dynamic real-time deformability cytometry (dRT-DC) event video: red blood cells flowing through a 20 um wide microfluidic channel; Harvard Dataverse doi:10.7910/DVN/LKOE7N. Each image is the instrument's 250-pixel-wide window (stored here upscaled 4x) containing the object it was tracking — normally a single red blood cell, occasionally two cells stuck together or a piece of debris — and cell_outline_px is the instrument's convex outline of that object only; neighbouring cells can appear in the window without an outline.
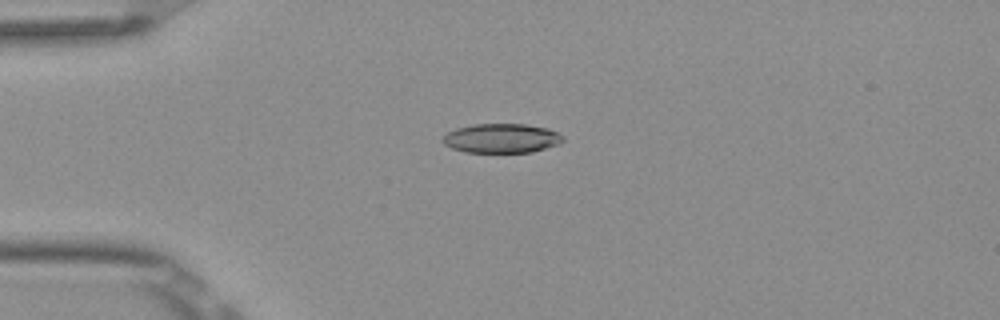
{"species": "Egyptian fruit bat (a non-hibernating species)", "species_latin": "Rousettus aegyptiacus", "temperature_condition": "room temperature", "stored_images_in_passage": 8, "camera_frame_rate_fps": 3000, "um_per_image_px": 0.085, "frame": {"image": 1, "passage_image": 3, "time_ms": 0.667, "image_size_px": [1000, 320], "cell_outline_px": [[564, 140], [556, 144], [532, 152], [464, 152], [452, 148], [444, 144], [440, 140], [448, 132], [456, 128], [472, 124], [524, 124], [548, 128], [564, 136]], "centroid_in_image_um": [42.59, 11.75], "position_along_channel_um": 42.4, "area_um2": 20.46}}
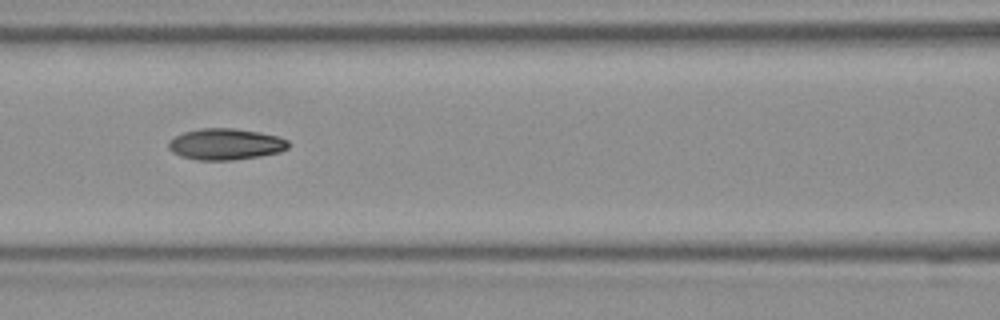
{"frame": {"image": 2, "passage_image": 6, "time_ms": 1.667, "image_size_px": [1000, 320], "cell_outline_px": [[288, 148], [280, 152], [260, 156], [232, 160], [196, 160], [180, 156], [172, 152], [168, 148], [168, 140], [184, 132], [200, 128], [236, 128], [260, 132], [276, 136], [288, 140]], "centroid_in_image_um": [19.15, 12.25], "position_along_channel_um": 147.5, "area_um2": 21.96}}
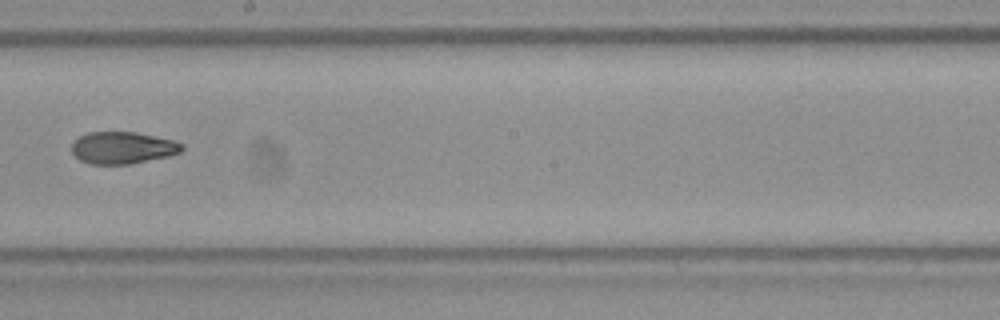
{"frame": {"image": 3, "passage_image": 8, "time_ms": 2.333, "image_size_px": [1000, 320], "cell_outline_px": [[184, 148], [180, 152], [168, 156], [128, 164], [88, 164], [80, 160], [72, 152], [72, 140], [88, 132], [136, 132], [156, 136], [172, 140], [184, 144]], "centroid_in_image_um": [10.4, 12.55], "position_along_channel_um": 237.8, "area_um2": 20.58}}